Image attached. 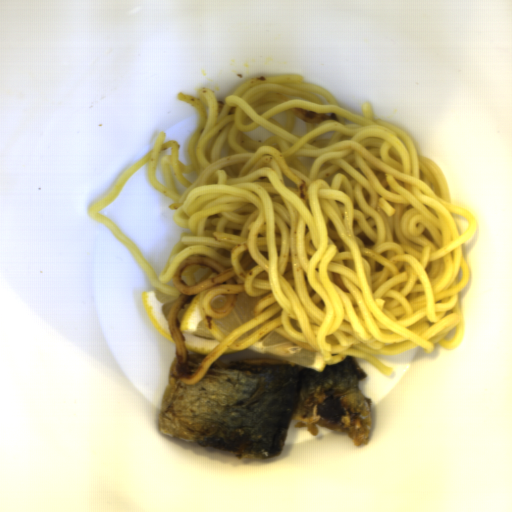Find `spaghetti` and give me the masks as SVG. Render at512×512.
<instances>
[{
  "label": "spaghetti",
  "mask_w": 512,
  "mask_h": 512,
  "mask_svg": "<svg viewBox=\"0 0 512 512\" xmlns=\"http://www.w3.org/2000/svg\"><path fill=\"white\" fill-rule=\"evenodd\" d=\"M176 95L199 120L187 144L191 163L167 135L130 166L89 216L110 228L156 290L176 298L168 311L173 371L192 385L229 348L246 349L271 330L327 365L365 359L387 378L393 369L374 355H399L435 343L454 350L465 321L459 293L469 285L462 244L475 216L452 204L450 186L433 160L418 155L410 135L340 107L301 74L256 76L218 101L210 87ZM286 112V124L271 116ZM296 116L308 132L292 131ZM274 132L256 142L242 132ZM164 142V143H163ZM148 163L152 186L175 203L181 233L159 276L135 243L98 214L128 178ZM217 284V285H216ZM216 285V286H214ZM211 318L233 309L240 292L263 295L246 321L190 374L178 330L194 296ZM226 297L215 309L211 301Z\"/></svg>",
  "instance_id": "obj_1"
}]
</instances>
